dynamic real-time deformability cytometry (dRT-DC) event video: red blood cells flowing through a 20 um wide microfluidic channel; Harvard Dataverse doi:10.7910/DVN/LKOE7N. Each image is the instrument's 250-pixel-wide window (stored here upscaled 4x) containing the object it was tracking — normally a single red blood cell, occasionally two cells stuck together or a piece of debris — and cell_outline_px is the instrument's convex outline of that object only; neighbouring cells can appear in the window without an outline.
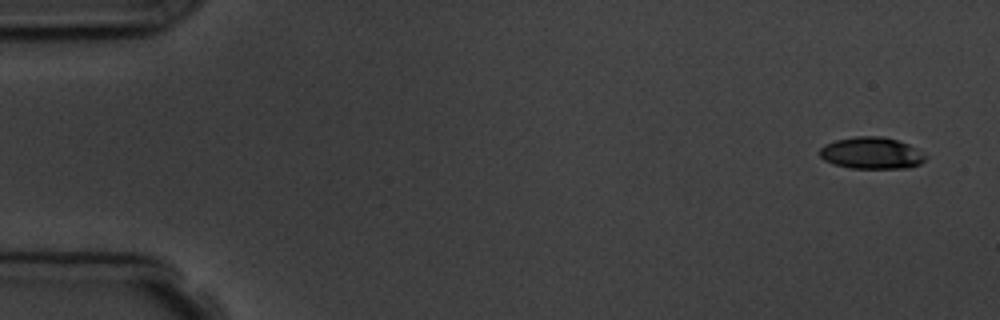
{"species": "common noctule bat (a hibernating species)", "species_latin": "Nyctalus noctula", "temperature_condition": "room temperature", "stored_images_in_passage": 5, "camera_frame_rate_fps": 3000, "um_per_image_px": 0.085, "animal": {"sex": "male", "body_mass_g": 19.5, "forearm_length_mm": 54.6}, "frame": {"image": 1, "passage_image": 1, "time_ms": 0.0, "image_size_px": [1000, 320], "cell_outline_px": [[928, 156], [920, 164], [908, 168], [852, 168], [832, 164], [824, 160], [820, 156], [820, 148], [824, 144], [836, 140], [856, 136], [884, 136], [908, 144], [916, 148]], "centroid_in_image_um": [74.08, 13.01], "position_along_channel_um": 10.9, "area_um2": 19.65}}
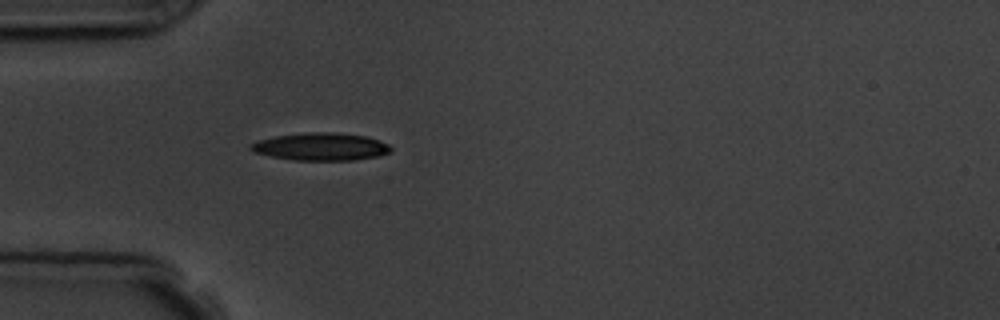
{"frame": {"image": 2, "passage_image": 5, "time_ms": 4.667, "image_size_px": [1000, 320], "cell_outline_px": [[392, 148], [388, 152], [380, 156], [352, 160], [292, 160], [272, 156], [256, 152], [248, 148], [248, 144], [260, 140], [276, 136], [308, 132], [332, 132], [364, 136], [380, 140], [388, 144]], "centroid_in_image_um": [27.28, 12.47], "position_along_channel_um": 57.7, "area_um2": 22.37}}